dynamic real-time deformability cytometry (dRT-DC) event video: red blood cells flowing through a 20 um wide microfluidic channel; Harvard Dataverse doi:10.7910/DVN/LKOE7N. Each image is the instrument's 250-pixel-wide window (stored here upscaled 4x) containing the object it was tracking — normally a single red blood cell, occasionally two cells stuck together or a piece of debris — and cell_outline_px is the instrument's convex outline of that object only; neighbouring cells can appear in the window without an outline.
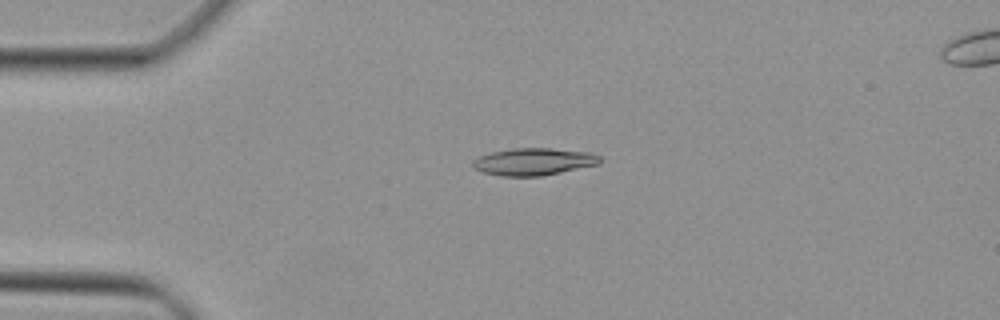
{"species": "Egyptian fruit bat (a non-hibernating species)", "species_latin": "Rousettus aegyptiacus", "temperature_condition": "cold", "stored_images_in_passage": 41, "camera_frame_rate_fps": 3000, "um_per_image_px": 0.085, "animal": {"sex": "female"}, "frame": {"image": 1, "passage_image": 5, "time_ms": 1.333, "image_size_px": [1000, 320], "cell_outline_px": [[600, 164], [540, 176], [500, 176], [480, 172], [472, 168], [472, 160], [480, 156], [492, 152], [512, 148], [552, 148], [592, 152], [600, 156]], "centroid_in_image_um": [45.34, 13.74], "position_along_channel_um": 39.7, "area_um2": 20.35}}
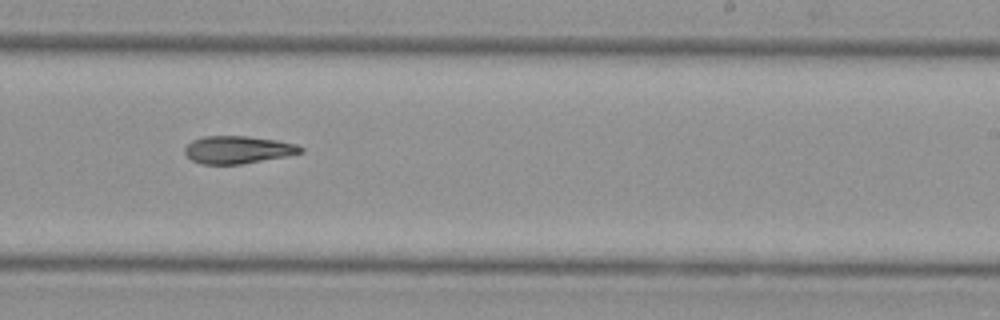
{"frame": {"image": 2, "passage_image": 23, "time_ms": 7.333, "image_size_px": [1000, 320], "cell_outline_px": [[304, 152], [284, 156], [240, 164], [200, 164], [192, 160], [184, 152], [184, 148], [192, 140], [204, 136], [248, 136], [276, 140], [296, 144], [304, 148]], "centroid_in_image_um": [20.2, 12.72], "position_along_channel_um": 268.8, "area_um2": 18.5}}
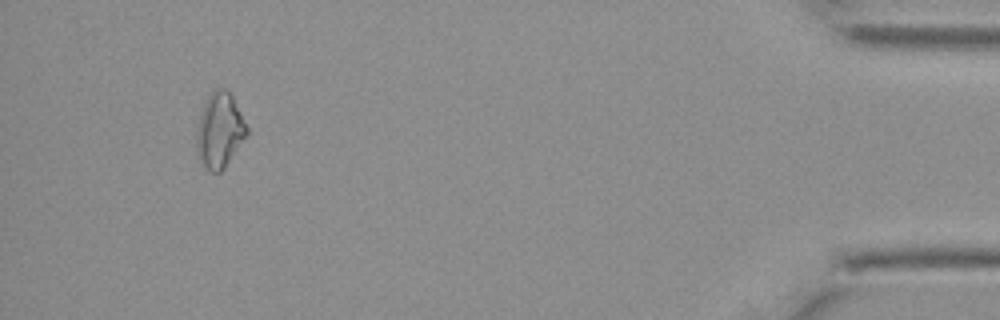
{"frame": {"image": 3, "passage_image": 38, "time_ms": 12.333, "image_size_px": [1000, 320], "cell_outline_px": [[248, 136], [224, 168], [220, 172], [212, 172], [200, 160], [196, 152], [196, 136], [200, 116], [204, 104], [212, 88], [224, 88], [232, 96], [248, 128]], "centroid_in_image_um": [18.68, 11.08], "position_along_channel_um": 416.5, "area_um2": 21.85}}